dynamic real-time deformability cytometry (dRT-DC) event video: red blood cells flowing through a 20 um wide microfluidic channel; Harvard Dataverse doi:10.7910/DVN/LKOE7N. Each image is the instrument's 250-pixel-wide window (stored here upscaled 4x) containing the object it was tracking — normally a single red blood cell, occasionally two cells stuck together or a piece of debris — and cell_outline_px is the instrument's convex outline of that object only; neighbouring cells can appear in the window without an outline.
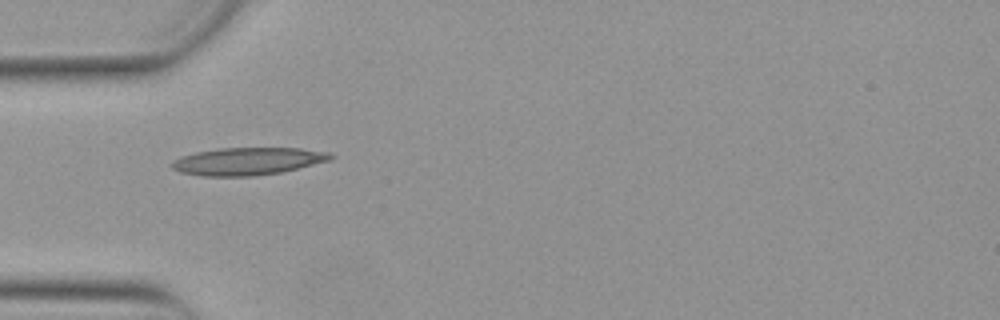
{"species": "Egyptian fruit bat (a non-hibernating species)", "species_latin": "Rousettus aegyptiacus", "temperature_condition": "warm", "stored_images_in_passage": 37, "camera_frame_rate_fps": 3000, "um_per_image_px": 0.085, "animal": {"sex": "female"}, "frame": {"image": 1, "passage_image": 1, "time_ms": 0.0, "image_size_px": [1000, 320], "cell_outline_px": [[336, 156], [328, 160], [280, 172], [256, 176], [200, 176], [180, 172], [172, 168], [168, 164], [172, 160], [180, 156], [196, 152], [220, 148], [300, 148], [328, 152]], "centroid_in_image_um": [20.97, 13.7], "position_along_channel_um": 64.0, "area_um2": 25.43}}
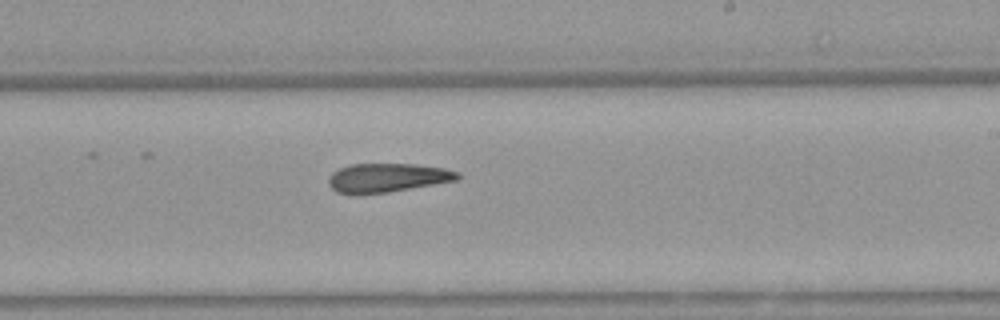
{"frame": {"image": 2, "passage_image": 16, "time_ms": 5.0, "image_size_px": [1000, 320], "cell_outline_px": [[460, 176], [456, 180], [388, 192], [356, 196], [336, 192], [328, 184], [328, 176], [332, 172], [340, 168], [352, 164], [412, 164], [444, 168], [460, 172]], "centroid_in_image_um": [32.85, 15.12], "position_along_channel_um": 256.1, "area_um2": 21.91}}
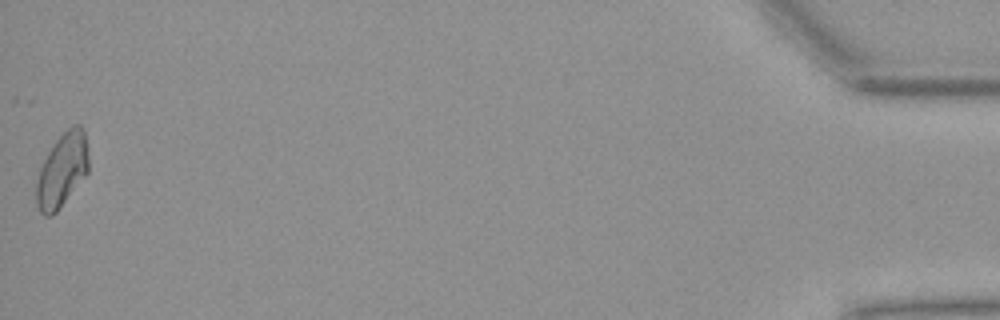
{"frame": {"image": 3, "passage_image": 37, "time_ms": 12.0, "image_size_px": [1000, 320], "cell_outline_px": [[88, 172], [56, 212], [52, 216], [44, 216], [40, 212], [36, 204], [36, 180], [40, 168], [52, 144], [72, 124], [80, 124], [84, 128], [88, 148]], "centroid_in_image_um": [5.28, 14.44], "position_along_channel_um": 429.9, "area_um2": 22.54}, "authors_computed_cell_mechanics": {"area_um2": 22.1952, "velocity_mm_per_s": 3.8722, "shape_relaxation_time_tau1_ms": null, "shape_relaxation_time_tau2_ms": 4.6317, "deformation_change_tau1": null, "deformation_change_tau2": 0.1452}}